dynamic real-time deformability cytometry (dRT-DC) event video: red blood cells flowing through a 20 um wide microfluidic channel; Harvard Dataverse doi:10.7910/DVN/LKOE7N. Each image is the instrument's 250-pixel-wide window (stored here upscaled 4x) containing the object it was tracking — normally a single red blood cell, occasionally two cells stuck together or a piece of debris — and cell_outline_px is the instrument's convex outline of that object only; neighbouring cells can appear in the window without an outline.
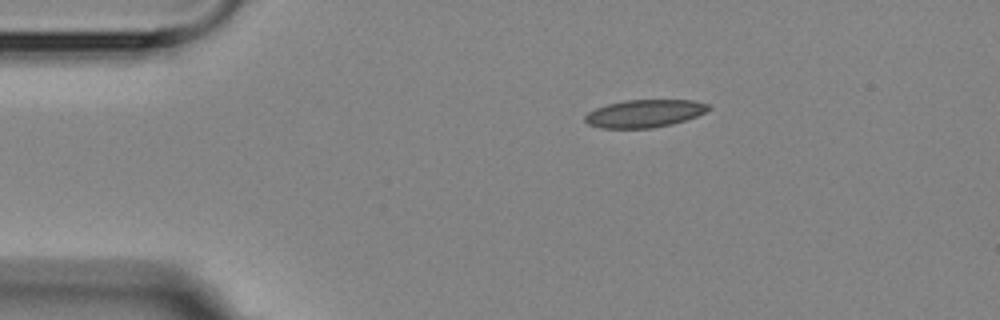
{"species": "Egyptian fruit bat (a non-hibernating species)", "species_latin": "Rousettus aegyptiacus", "temperature_condition": "room temperature", "stored_images_in_passage": 2, "camera_frame_rate_fps": 3000, "um_per_image_px": 0.085, "animal": {"sex": "female"}, "frame": {"image": 1, "passage_image": 1, "time_ms": 0.0, "image_size_px": [1000, 320], "cell_outline_px": [[712, 108], [696, 116], [672, 124], [652, 128], [600, 128], [588, 124], [584, 120], [584, 116], [588, 112], [596, 108], [608, 104], [624, 100], [692, 100], [708, 104]], "centroid_in_image_um": [54.76, 9.64], "position_along_channel_um": 30.2, "area_um2": 19.88}}